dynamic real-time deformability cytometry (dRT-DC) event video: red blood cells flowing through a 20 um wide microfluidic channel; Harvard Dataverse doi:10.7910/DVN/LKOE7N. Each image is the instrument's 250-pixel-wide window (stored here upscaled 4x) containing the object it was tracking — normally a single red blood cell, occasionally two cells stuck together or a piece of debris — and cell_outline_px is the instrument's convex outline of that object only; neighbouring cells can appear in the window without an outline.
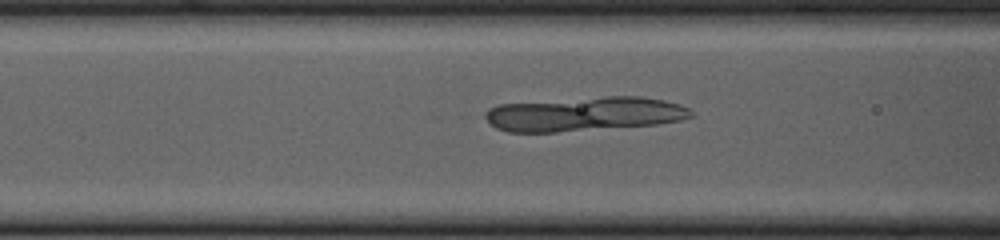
{"species": "common noctule bat (a hibernating species)", "species_latin": "Nyctalus noctula", "temperature_condition": "cold", "stored_images_in_passage": 40, "camera_frame_rate_fps": 3000, "um_per_image_px": 0.085, "animal": {"sex": "female", "body_mass_g": 23.0, "forearm_length_mm": 53.4}, "frame": {"image": 1, "passage_image": 14, "time_ms": 4.333, "image_size_px": [1000, 240], "cell_outline_px": [[692, 116], [680, 120], [656, 124], [556, 132], [508, 132], [496, 128], [484, 116], [484, 112], [488, 108], [500, 104], [604, 96], [640, 96], [664, 100], [680, 104], [688, 108], [692, 112]], "centroid_in_image_um": [49.66, 9.68], "position_along_channel_um": 116.9, "area_um2": 40.92}}
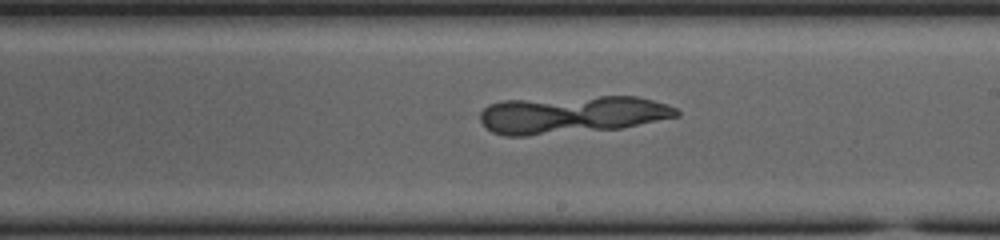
{"frame": {"image": 2, "passage_image": 24, "time_ms": 7.667, "image_size_px": [1000, 240], "cell_outline_px": [[680, 116], [620, 128], [524, 136], [504, 136], [492, 132], [480, 120], [480, 112], [488, 104], [504, 100], [600, 96], [636, 96], [668, 104], [676, 108], [680, 112]], "centroid_in_image_um": [48.6, 9.74], "position_along_channel_um": 240.4, "area_um2": 43.23}}
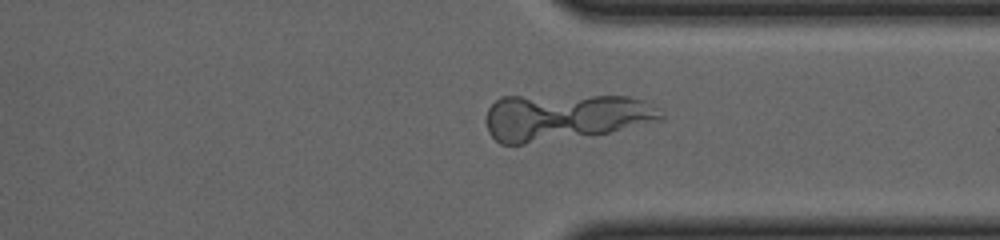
{"frame": {"image": 3, "passage_image": 34, "time_ms": 11.0, "image_size_px": [1000, 240], "cell_outline_px": [[664, 120], [608, 132], [524, 144], [500, 144], [488, 132], [484, 120], [488, 108], [500, 96], [628, 96], [644, 100], [656, 108], [664, 116]], "centroid_in_image_um": [47.96, 9.94], "position_along_channel_um": 363.4, "area_um2": 47.57}}